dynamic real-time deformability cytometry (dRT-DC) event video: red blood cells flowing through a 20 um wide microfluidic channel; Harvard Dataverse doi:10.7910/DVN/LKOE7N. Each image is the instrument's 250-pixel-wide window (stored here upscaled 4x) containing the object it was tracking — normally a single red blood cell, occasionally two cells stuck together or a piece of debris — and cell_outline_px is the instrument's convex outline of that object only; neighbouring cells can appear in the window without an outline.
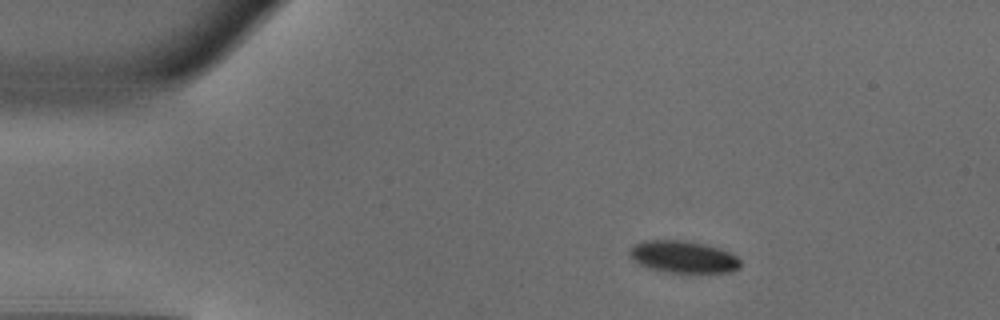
{"species": "common noctule bat (a hibernating species)", "species_latin": "Nyctalus noctula", "temperature_condition": "warm", "stored_images_in_passage": 42, "camera_frame_rate_fps": 3000, "um_per_image_px": 0.085, "animal": {"sex": "male", "body_mass_g": 18.8}, "frame": {"image": 1, "passage_image": 1, "time_ms": 0.0, "image_size_px": [1000, 320], "cell_outline_px": [[740, 268], [728, 272], [668, 272], [648, 268], [632, 260], [628, 252], [636, 244], [644, 240], [684, 240], [704, 244], [720, 248], [736, 256], [740, 260]], "centroid_in_image_um": [58.06, 21.83], "position_along_channel_um": 26.9, "area_um2": 20.58}}
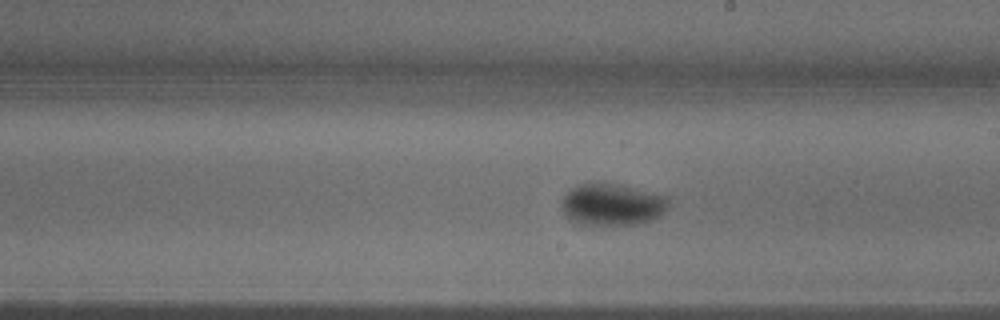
{"frame": {"image": 2, "passage_image": 21, "time_ms": 6.667, "image_size_px": [1000, 320], "cell_outline_px": [[668, 204], [664, 212], [660, 216], [652, 220], [632, 224], [580, 224], [572, 220], [560, 208], [560, 200], [576, 184], [616, 184], [668, 196]], "centroid_in_image_um": [52.02, 17.39], "position_along_channel_um": 237.0, "area_um2": 25.66}}
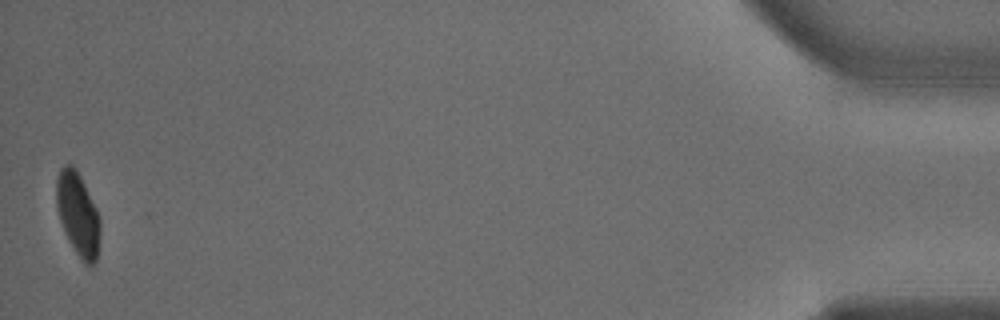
{"frame": {"image": 3, "passage_image": 42, "time_ms": 13.667, "image_size_px": [1000, 320], "cell_outline_px": [[100, 232], [96, 260], [92, 264], [84, 264], [68, 240], [60, 220], [56, 208], [56, 180], [60, 168], [64, 164], [72, 164], [80, 176], [96, 208], [100, 220]], "centroid_in_image_um": [6.6, 18.18], "position_along_channel_um": 428.6, "area_um2": 21.04}, "authors_computed_cell_mechanics": {"area_um2": 23.2645, "velocity_mm_per_s": 4.0624, "shape_relaxation_time_tau1_ms": 3.2773, "shape_relaxation_time_tau2_ms": null, "deformation_change_tau1": 0.1808, "deformation_change_tau2": null}}